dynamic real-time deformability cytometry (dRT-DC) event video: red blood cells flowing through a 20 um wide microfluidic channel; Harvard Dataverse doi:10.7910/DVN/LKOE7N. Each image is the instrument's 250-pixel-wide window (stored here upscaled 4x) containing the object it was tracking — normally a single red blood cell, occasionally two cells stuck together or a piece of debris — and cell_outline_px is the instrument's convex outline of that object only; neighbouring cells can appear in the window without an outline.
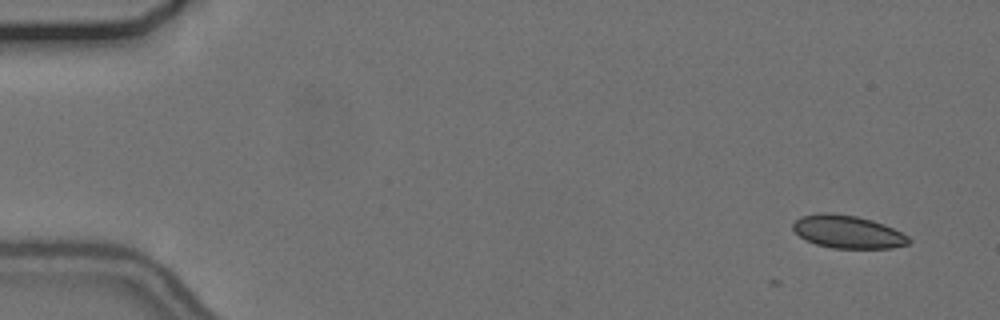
{"species": "common noctule bat (a hibernating species)", "species_latin": "Nyctalus noctula", "temperature_condition": "cold", "stored_images_in_passage": 5, "camera_frame_rate_fps": 3000, "um_per_image_px": 0.085, "animal": {"sex": "female", "body_mass_g": 24.6, "forearm_length_mm": 56.2}, "frame": {"image": 1, "passage_image": 1, "time_ms": 0.0, "image_size_px": [1000, 320], "cell_outline_px": [[912, 240], [908, 244], [892, 248], [832, 248], [816, 244], [800, 236], [792, 228], [792, 224], [800, 216], [820, 212], [832, 212], [856, 216], [872, 220], [884, 224], [908, 236]], "centroid_in_image_um": [72.05, 19.69], "position_along_channel_um": 13.0, "area_um2": 22.2}}